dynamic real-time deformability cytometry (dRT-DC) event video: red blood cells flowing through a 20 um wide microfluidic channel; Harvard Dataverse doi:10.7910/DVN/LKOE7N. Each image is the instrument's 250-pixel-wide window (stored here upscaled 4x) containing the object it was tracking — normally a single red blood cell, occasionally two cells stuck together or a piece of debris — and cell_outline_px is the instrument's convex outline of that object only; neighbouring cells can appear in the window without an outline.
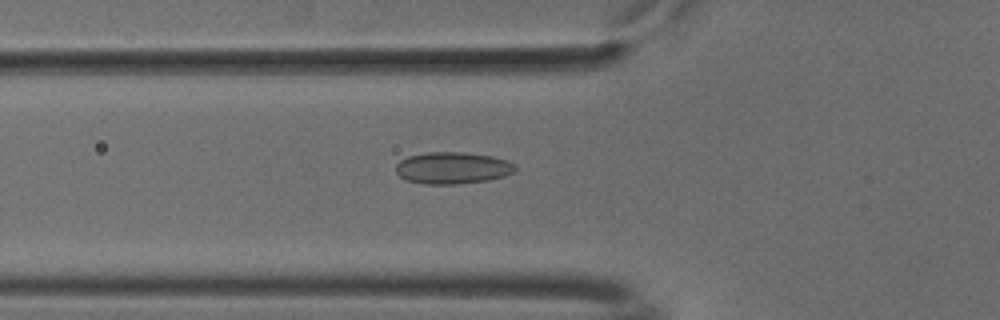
{"species": "common noctule bat (a hibernating species)", "species_latin": "Nyctalus noctula", "temperature_condition": "cold", "stored_images_in_passage": 53, "camera_frame_rate_fps": 3000, "um_per_image_px": 0.085, "animal": {"sex": "male", "body_mass_g": 18.8}, "frame": {"image": 1, "passage_image": 19, "time_ms": 6.0, "image_size_px": [1000, 320], "cell_outline_px": [[516, 172], [504, 176], [488, 180], [456, 184], [424, 184], [408, 180], [400, 176], [396, 172], [396, 164], [400, 160], [408, 156], [424, 152], [464, 152], [492, 156], [508, 160], [516, 164]], "centroid_in_image_um": [38.49, 14.26], "position_along_channel_um": 87.3, "area_um2": 22.31}}
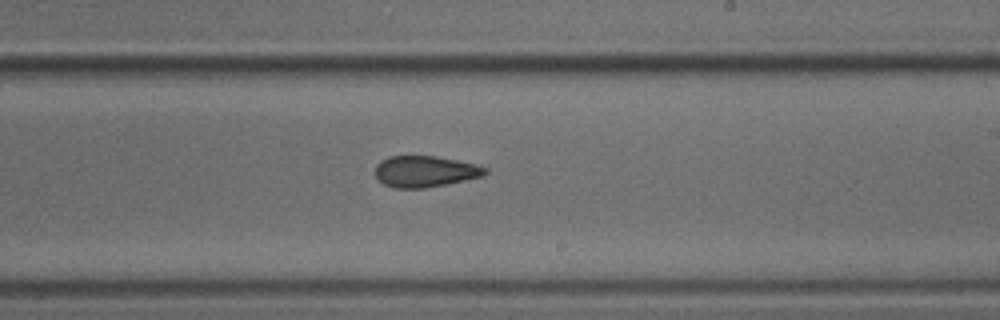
{"frame": {"image": 2, "passage_image": 32, "time_ms": 10.333, "image_size_px": [1000, 320], "cell_outline_px": [[488, 172], [484, 176], [424, 188], [392, 188], [376, 180], [376, 164], [380, 160], [388, 156], [436, 156], [476, 164], [488, 168]], "centroid_in_image_um": [36.1, 14.57], "position_along_channel_um": 252.9, "area_um2": 20.11}}
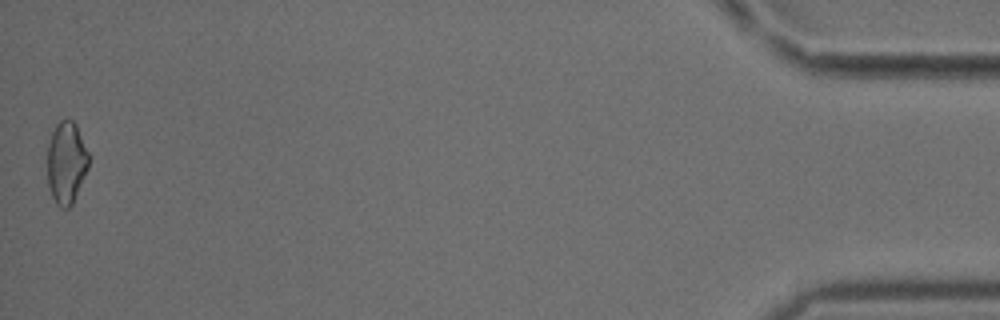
{"frame": {"image": 3, "passage_image": 53, "time_ms": 17.333, "image_size_px": [1000, 320], "cell_outline_px": [[92, 156], [88, 168], [72, 204], [68, 208], [60, 208], [56, 204], [52, 196], [48, 184], [48, 144], [52, 132], [56, 124], [60, 120], [72, 120], [76, 124]], "centroid_in_image_um": [5.67, 13.81], "position_along_channel_um": 429.5, "area_um2": 20.06}, "authors_computed_cell_mechanics": {"area_um2": 20.4034, "velocity_mm_per_s": 3.801, "shape_relaxation_time_tau1_ms": null, "shape_relaxation_time_tau2_ms": 3.9445, "deformation_change_tau1": null, "deformation_change_tau2": 0.1334}}